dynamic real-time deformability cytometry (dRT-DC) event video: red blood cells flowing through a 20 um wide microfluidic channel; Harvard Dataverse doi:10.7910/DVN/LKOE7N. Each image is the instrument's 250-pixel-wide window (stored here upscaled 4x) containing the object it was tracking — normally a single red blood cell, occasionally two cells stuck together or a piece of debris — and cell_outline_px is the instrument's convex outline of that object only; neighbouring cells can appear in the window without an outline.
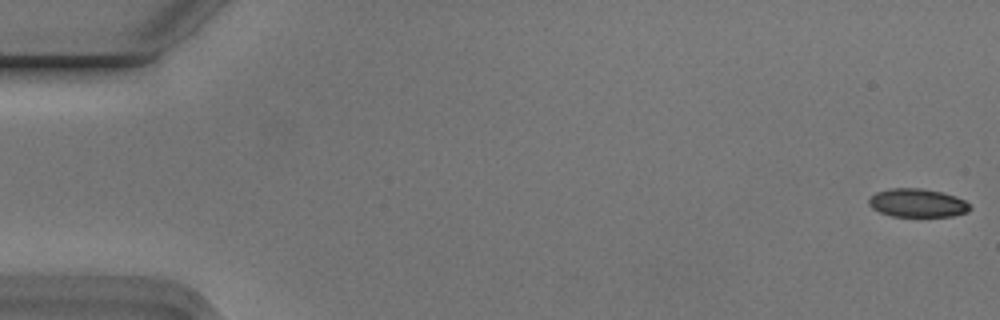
{"species": "Egyptian fruit bat (a non-hibernating species)", "species_latin": "Rousettus aegyptiacus", "temperature_condition": "cold", "stored_images_in_passage": 6, "camera_frame_rate_fps": 3000, "um_per_image_px": 0.085, "animal": {"sex": "male"}, "frame": {"image": 1, "passage_image": 1, "time_ms": 0.0, "image_size_px": [1000, 320], "cell_outline_px": [[972, 208], [968, 212], [952, 216], [892, 216], [880, 212], [872, 208], [868, 204], [868, 200], [876, 192], [892, 188], [924, 188], [944, 192], [956, 196], [964, 200]], "centroid_in_image_um": [78.0, 17.24], "position_along_channel_um": 7.0, "area_um2": 16.82}}
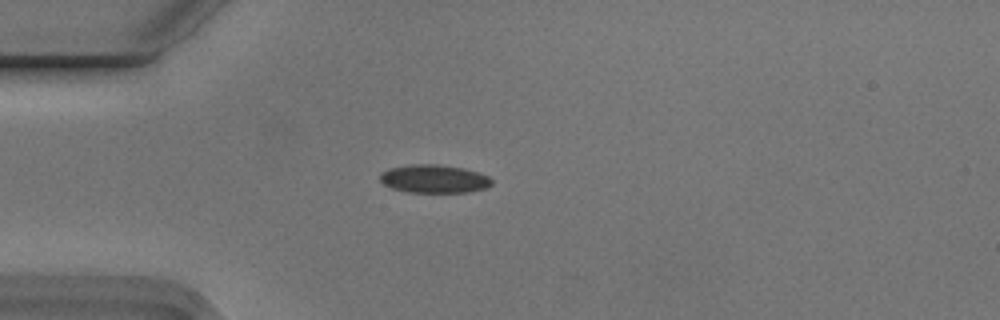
{"frame": {"image": 2, "passage_image": 5, "time_ms": 1.333, "image_size_px": [1000, 320], "cell_outline_px": [[492, 184], [484, 188], [468, 192], [408, 192], [392, 188], [384, 184], [380, 180], [380, 172], [388, 168], [412, 164], [436, 164], [464, 168], [488, 176], [492, 180]], "centroid_in_image_um": [36.86, 15.19], "position_along_channel_um": 48.1, "area_um2": 18.32}}